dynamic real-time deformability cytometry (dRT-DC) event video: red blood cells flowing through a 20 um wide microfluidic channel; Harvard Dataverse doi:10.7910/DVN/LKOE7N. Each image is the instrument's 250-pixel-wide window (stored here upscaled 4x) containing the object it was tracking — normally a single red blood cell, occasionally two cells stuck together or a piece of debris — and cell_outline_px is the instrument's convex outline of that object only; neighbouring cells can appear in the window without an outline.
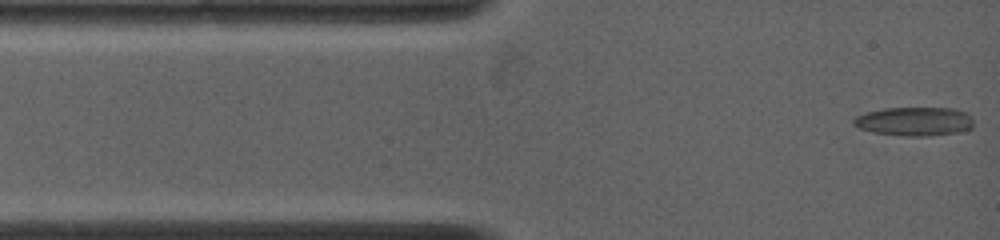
{"species": "common noctule bat (a hibernating species)", "species_latin": "Nyctalus noctula", "temperature_condition": "warm", "stored_images_in_passage": 66, "camera_frame_rate_fps": 5000, "um_per_image_px": 0.085, "animal": {"sex": "female", "body_mass_g": 19.0, "forearm_length_mm": 53.3}, "frame": {"image": 1, "passage_image": 1, "time_ms": 0.0, "image_size_px": [1000, 240], "cell_outline_px": [[972, 128], [956, 132], [928, 136], [904, 136], [872, 132], [860, 128], [852, 124], [852, 120], [856, 116], [868, 112], [884, 108], [952, 108], [964, 112], [972, 120]], "centroid_in_image_um": [77.68, 10.32], "position_along_channel_um": 7.3, "area_um2": 19.94}}
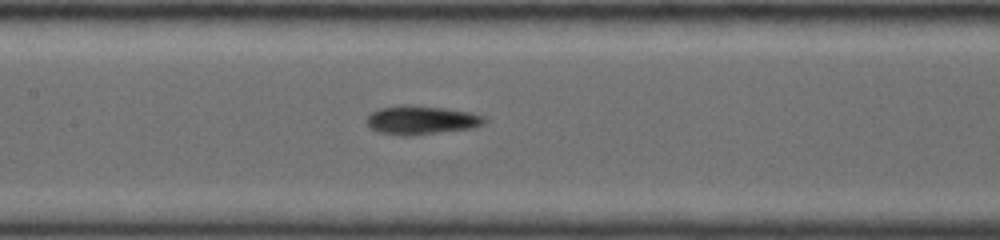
{"frame": {"image": 2, "passage_image": 28, "time_ms": 5.4, "image_size_px": [1000, 240], "cell_outline_px": [[488, 120], [484, 124], [472, 128], [404, 136], [380, 132], [372, 128], [368, 124], [368, 116], [372, 112], [380, 108], [400, 104], [408, 104], [448, 108], [468, 112], [484, 116]], "centroid_in_image_um": [35.84, 10.18], "position_along_channel_um": 171.6, "area_um2": 19.59}}
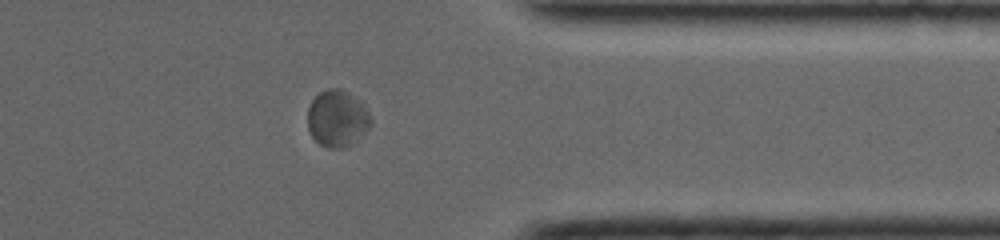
{"frame": {"image": 3, "passage_image": 56, "time_ms": 11.0, "image_size_px": [1000, 240], "cell_outline_px": [[372, 124], [348, 148], [328, 148], [320, 144], [312, 136], [308, 128], [308, 108], [312, 100], [320, 92], [328, 88], [340, 88], [348, 92], [364, 104], [372, 120]], "centroid_in_image_um": [28.67, 10.07], "position_along_channel_um": 382.7, "area_um2": 20.92}, "authors_computed_cell_mechanics": {"area_um2": 19.2763, "velocity_mm_per_s": 3.9134, "shape_relaxation_time_tau1_ms": null, "shape_relaxation_time_tau2_ms": 3.2849, "deformation_change_tau1": null, "deformation_change_tau2": 0.0895}}